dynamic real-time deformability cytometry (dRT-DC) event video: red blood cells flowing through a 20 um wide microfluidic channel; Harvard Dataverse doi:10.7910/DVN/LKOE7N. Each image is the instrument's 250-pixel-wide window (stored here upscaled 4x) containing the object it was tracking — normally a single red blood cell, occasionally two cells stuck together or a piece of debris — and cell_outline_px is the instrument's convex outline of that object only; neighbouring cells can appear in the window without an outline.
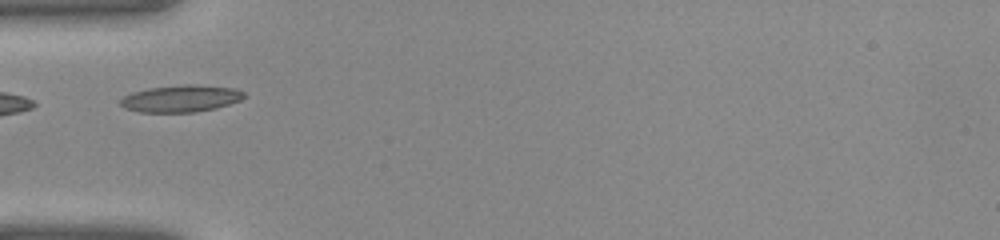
{"species": "common noctule bat (a hibernating species)", "species_latin": "Nyctalus noctula", "temperature_condition": "warm", "stored_images_in_passage": 33, "camera_frame_rate_fps": 3000, "um_per_image_px": 0.085, "animal": {"sex": "female", "body_mass_g": 22.0, "forearm_length_mm": 56.7}, "frame": {"image": 1, "passage_image": 6, "time_ms": 1.667, "image_size_px": [1000, 240], "cell_outline_px": [[244, 96], [240, 100], [216, 108], [196, 112], [140, 112], [124, 108], [120, 104], [120, 100], [124, 96], [132, 92], [148, 88], [184, 84], [196, 84], [236, 88], [244, 92]], "centroid_in_image_um": [15.37, 8.37], "position_along_channel_um": 69.6, "area_um2": 19.48}}
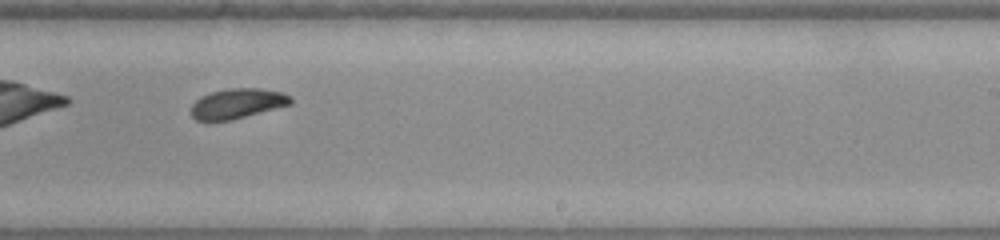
{"frame": {"image": 2, "passage_image": 18, "time_ms": 5.667, "image_size_px": [1000, 240], "cell_outline_px": [[292, 104], [232, 120], [196, 120], [192, 116], [192, 104], [200, 96], [212, 92], [228, 88], [260, 88], [280, 92], [292, 96]], "centroid_in_image_um": [20.19, 8.79], "position_along_channel_um": 268.8, "area_um2": 17.34}}
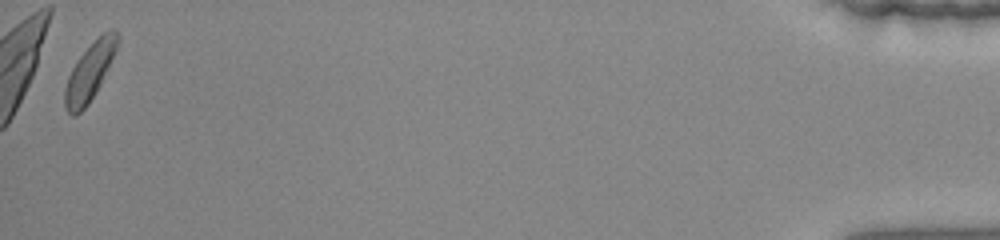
{"frame": {"image": 3, "passage_image": 33, "time_ms": 10.667, "image_size_px": [1000, 240], "cell_outline_px": [[120, 40], [100, 84], [96, 92], [88, 104], [76, 116], [72, 116], [64, 108], [64, 88], [68, 76], [76, 60], [104, 32], [112, 28], [120, 36]], "centroid_in_image_um": [7.59, 6.14], "position_along_channel_um": 427.6, "area_um2": 17.34}}